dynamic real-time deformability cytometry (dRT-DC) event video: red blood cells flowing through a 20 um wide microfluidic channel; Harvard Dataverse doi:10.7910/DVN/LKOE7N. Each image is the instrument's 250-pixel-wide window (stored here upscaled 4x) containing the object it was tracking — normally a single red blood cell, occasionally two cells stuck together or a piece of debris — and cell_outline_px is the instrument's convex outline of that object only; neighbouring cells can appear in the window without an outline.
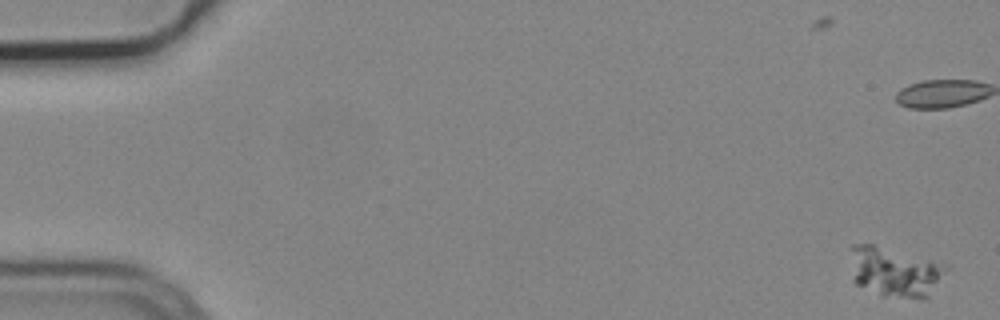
{"species": "common noctule bat (a hibernating species)", "species_latin": "Nyctalus noctula", "temperature_condition": "cold", "stored_images_in_passage": 4, "camera_frame_rate_fps": 3000, "um_per_image_px": 0.085, "animal": {"sex": "male", "body_mass_g": 19.2, "forearm_length_mm": 51.8}, "frame": {"image": 1, "passage_image": 1, "time_ms": 0.0, "image_size_px": [1000, 320], "cell_outline_px": [[952, 268], [928, 296], [884, 296], [856, 284], [848, 248], [852, 244], [872, 244], [948, 264]], "centroid_in_image_um": [76.09, 23.06], "position_along_channel_um": 8.9, "area_um2": 27.51}}